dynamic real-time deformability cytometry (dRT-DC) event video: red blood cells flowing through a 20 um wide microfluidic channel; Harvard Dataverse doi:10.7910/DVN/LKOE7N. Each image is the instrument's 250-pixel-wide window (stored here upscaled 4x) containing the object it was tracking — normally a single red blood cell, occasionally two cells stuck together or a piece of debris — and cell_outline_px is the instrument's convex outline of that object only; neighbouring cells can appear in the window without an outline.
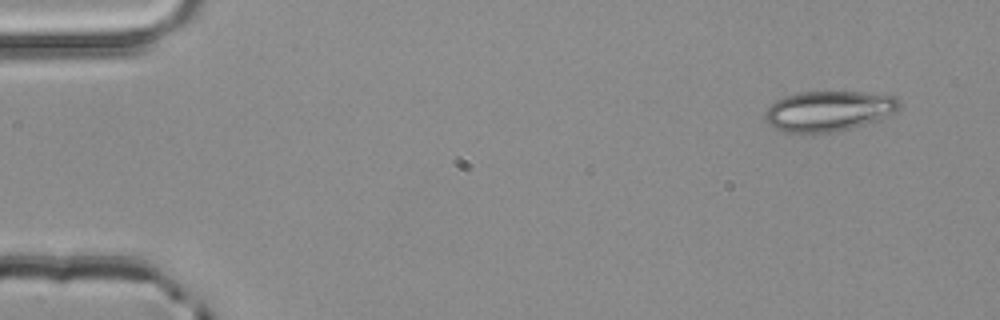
{"species": "common noctule bat (a hibernating species)", "species_latin": "Nyctalus noctula", "temperature_condition": "room temperature", "stored_images_in_passage": 5, "camera_frame_rate_fps": 3000, "um_per_image_px": 0.085, "animal": {"sex": "male", "body_mass_g": 20.4}, "frame": {"image": 1, "passage_image": 1, "time_ms": 0.0, "image_size_px": [1000, 320], "cell_outline_px": [[900, 108], [896, 112], [880, 120], [836, 132], [804, 136], [784, 132], [772, 128], [768, 124], [764, 116], [764, 112], [776, 100], [784, 96], [800, 92], [860, 92], [896, 96], [900, 100]], "centroid_in_image_um": [70.41, 9.48], "position_along_channel_um": 14.6, "area_um2": 32.48}}
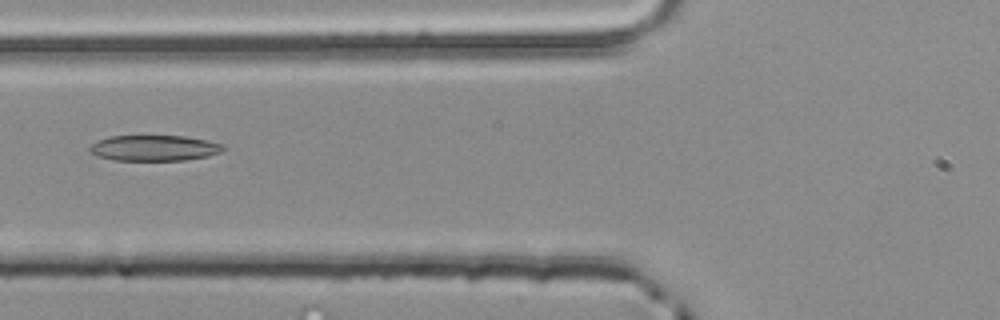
{"frame": {"image": 2, "passage_image": 5, "time_ms": 1.333, "image_size_px": [1000, 320], "cell_outline_px": [[224, 148], [220, 152], [208, 156], [184, 160], [112, 160], [96, 156], [88, 152], [88, 148], [96, 140], [108, 136], [184, 136], [208, 140], [224, 144]], "centroid_in_image_um": [13.06, 12.58], "position_along_channel_um": 112.7, "area_um2": 20.17}}